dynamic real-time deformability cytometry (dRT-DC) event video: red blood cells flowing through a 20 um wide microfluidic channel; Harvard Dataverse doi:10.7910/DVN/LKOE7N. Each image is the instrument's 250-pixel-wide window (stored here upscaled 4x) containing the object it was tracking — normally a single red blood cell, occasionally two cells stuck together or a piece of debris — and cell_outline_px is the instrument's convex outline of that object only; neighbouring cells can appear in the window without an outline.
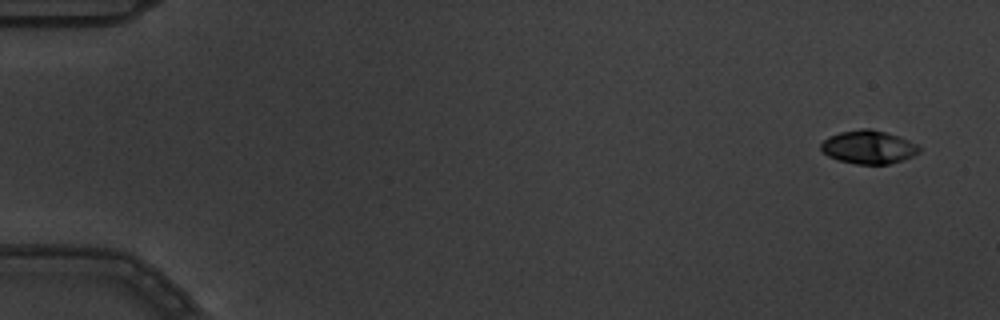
{"species": "common noctule bat (a hibernating species)", "species_latin": "Nyctalus noctula", "temperature_condition": "warm", "stored_images_in_passage": 7, "camera_frame_rate_fps": 3000, "um_per_image_px": 0.085, "animal": {"sex": "male", "body_mass_g": 19.5, "forearm_length_mm": 54.6}, "frame": {"image": 1, "passage_image": 1, "time_ms": 0.0, "image_size_px": [1000, 320], "cell_outline_px": [[920, 152], [912, 156], [888, 164], [856, 164], [836, 160], [828, 156], [820, 148], [820, 144], [828, 136], [840, 132], [860, 128], [868, 128], [884, 132], [908, 140], [916, 144], [920, 148]], "centroid_in_image_um": [73.78, 12.5], "position_along_channel_um": 11.2, "area_um2": 18.96}}
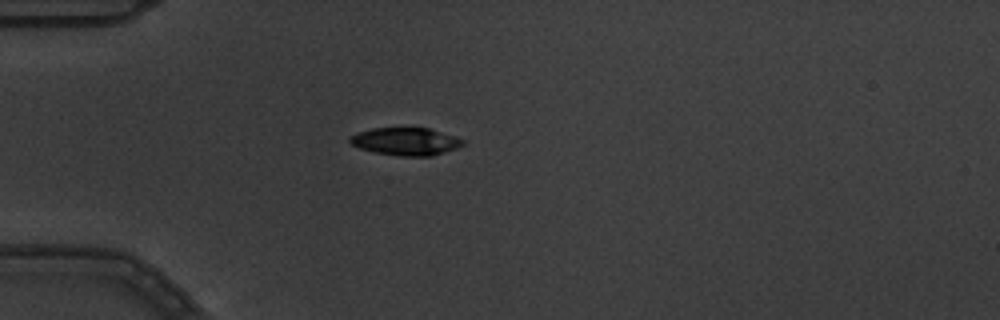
{"frame": {"image": 2, "passage_image": 4, "time_ms": 1.0, "image_size_px": [1000, 320], "cell_outline_px": [[464, 144], [456, 148], [432, 156], [400, 156], [376, 152], [360, 148], [348, 144], [348, 136], [372, 128], [428, 128], [464, 140]], "centroid_in_image_um": [34.43, 12.03], "position_along_channel_um": 50.6, "area_um2": 18.03}}